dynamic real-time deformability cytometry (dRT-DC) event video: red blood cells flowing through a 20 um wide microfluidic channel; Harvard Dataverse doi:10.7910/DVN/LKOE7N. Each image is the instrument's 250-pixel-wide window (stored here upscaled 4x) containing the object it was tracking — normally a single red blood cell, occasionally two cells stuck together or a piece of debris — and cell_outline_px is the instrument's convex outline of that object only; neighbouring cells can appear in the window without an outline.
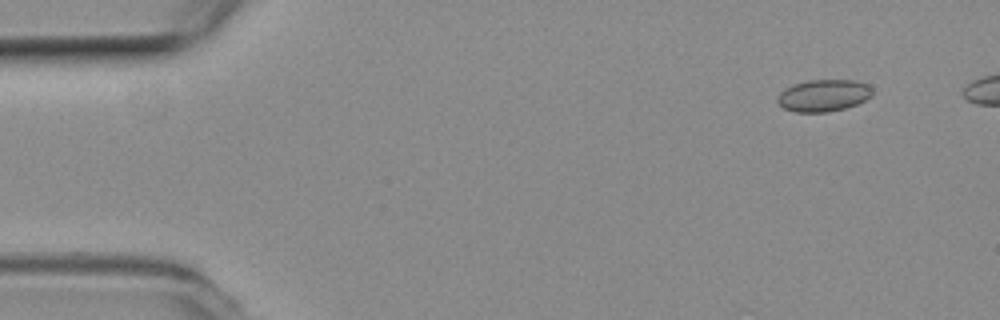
{"species": "common noctule bat (a hibernating species)", "species_latin": "Nyctalus noctula", "temperature_condition": "room temperature", "stored_images_in_passage": 45, "camera_frame_rate_fps": 3000, "um_per_image_px": 0.085, "animal": {"sex": "female", "body_mass_g": 19.3, "forearm_length_mm": 54.1}, "frame": {"image": 1, "passage_image": 2, "time_ms": 0.333, "image_size_px": [1000, 320], "cell_outline_px": [[872, 96], [856, 104], [844, 108], [828, 112], [796, 112], [784, 108], [776, 100], [776, 96], [784, 88], [808, 80], [856, 80], [868, 84], [872, 88]], "centroid_in_image_um": [70.0, 8.11], "position_along_channel_um": 15.0, "area_um2": 17.69}}
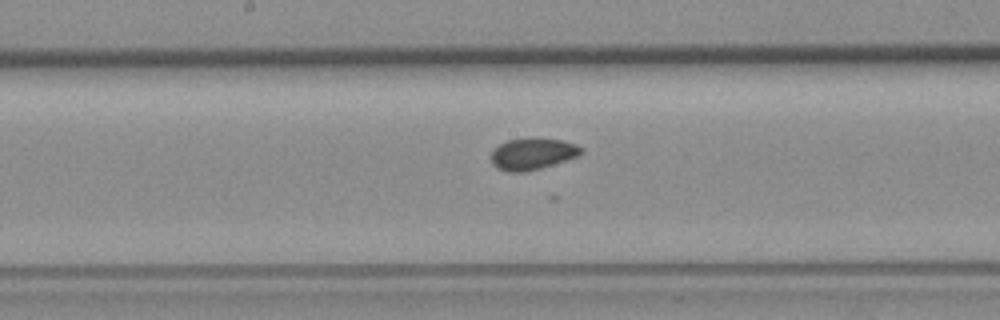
{"frame": {"image": 2, "passage_image": 25, "time_ms": 8.0, "image_size_px": [1000, 320], "cell_outline_px": [[584, 152], [576, 156], [540, 168], [524, 172], [508, 172], [496, 168], [492, 164], [492, 152], [500, 144], [508, 140], [528, 136], [532, 136], [560, 140], [576, 144], [584, 148]], "centroid_in_image_um": [45.26, 13.05], "position_along_channel_um": 202.9, "area_um2": 16.7}}
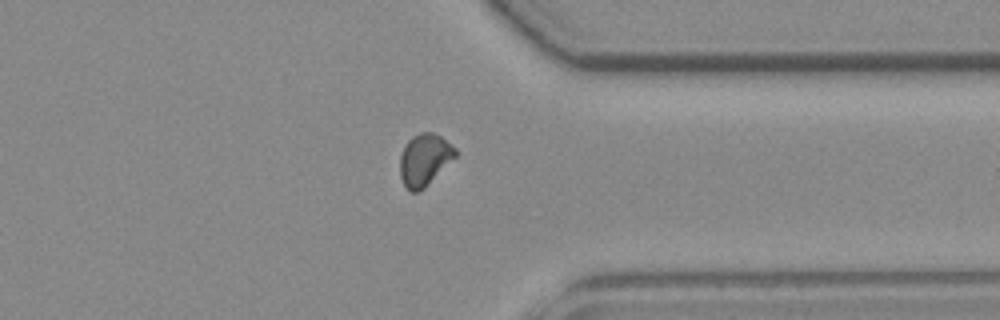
{"frame": {"image": 3, "passage_image": 39, "time_ms": 12.667, "image_size_px": [1000, 320], "cell_outline_px": [[456, 156], [424, 188], [416, 192], [408, 192], [400, 176], [400, 156], [408, 140], [412, 136], [420, 132], [432, 132], [440, 136], [456, 148]], "centroid_in_image_um": [36.07, 13.57], "position_along_channel_um": 375.3, "area_um2": 16.59}}